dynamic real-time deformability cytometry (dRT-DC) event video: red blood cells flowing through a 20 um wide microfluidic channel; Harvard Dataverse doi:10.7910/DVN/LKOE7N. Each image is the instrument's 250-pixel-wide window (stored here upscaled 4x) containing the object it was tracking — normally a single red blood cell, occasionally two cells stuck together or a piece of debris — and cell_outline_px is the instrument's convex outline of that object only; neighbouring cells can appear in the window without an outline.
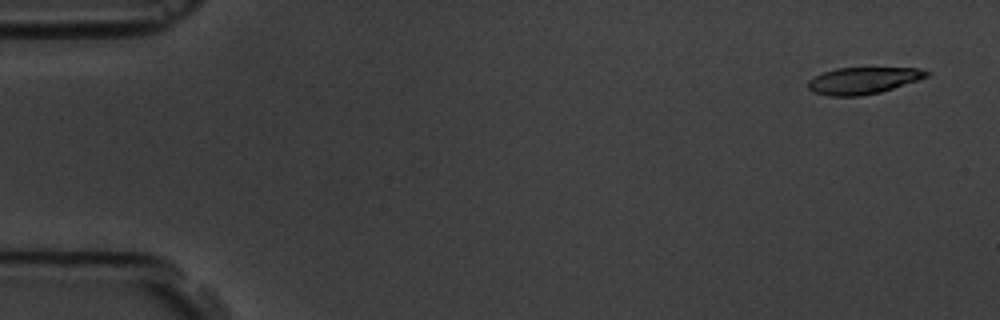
{"species": "common noctule bat (a hibernating species)", "species_latin": "Nyctalus noctula", "temperature_condition": "room temperature", "stored_images_in_passage": 5, "camera_frame_rate_fps": 3000, "um_per_image_px": 0.085, "animal": {"sex": "male", "body_mass_g": 19.5, "forearm_length_mm": 54.6}, "frame": {"image": 1, "passage_image": 1, "time_ms": 0.0, "image_size_px": [1000, 320], "cell_outline_px": [[932, 72], [928, 76], [880, 92], [860, 96], [828, 96], [812, 92], [808, 88], [808, 80], [824, 72], [836, 68], [920, 68]], "centroid_in_image_um": [73.34, 6.85], "position_along_channel_um": 11.7, "area_um2": 18.32}}
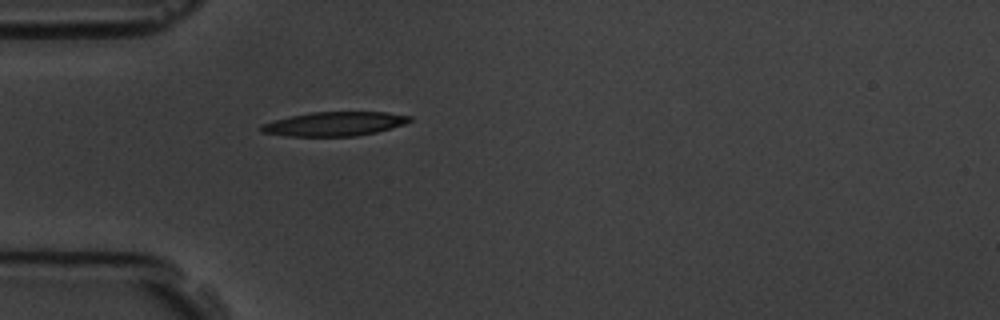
{"frame": {"image": 2, "passage_image": 5, "time_ms": 4.667, "image_size_px": [1000, 320], "cell_outline_px": [[412, 120], [404, 124], [392, 128], [376, 132], [356, 136], [288, 136], [260, 132], [260, 124], [292, 116], [312, 112], [388, 112], [412, 116]], "centroid_in_image_um": [28.45, 10.53], "position_along_channel_um": 56.5, "area_um2": 20.81}}